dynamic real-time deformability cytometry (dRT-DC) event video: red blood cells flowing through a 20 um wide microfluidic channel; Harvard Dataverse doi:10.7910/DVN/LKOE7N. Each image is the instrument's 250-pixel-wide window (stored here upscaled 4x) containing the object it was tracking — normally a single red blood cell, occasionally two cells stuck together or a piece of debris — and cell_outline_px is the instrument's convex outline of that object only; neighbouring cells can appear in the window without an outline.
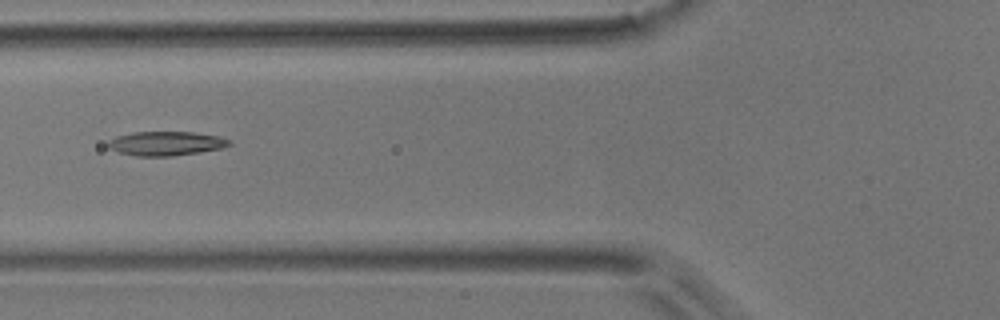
{"species": "common noctule bat (a hibernating species)", "species_latin": "Nyctalus noctula", "temperature_condition": "room temperature", "stored_images_in_passage": 7, "camera_frame_rate_fps": 3000, "um_per_image_px": 0.085, "animal": {"sex": "male", "body_mass_g": 17.9}, "frame": {"image": 1, "passage_image": 6, "time_ms": 6.0, "image_size_px": [1000, 320], "cell_outline_px": [[232, 144], [220, 148], [200, 152], [172, 156], [136, 156], [120, 152], [108, 148], [108, 140], [116, 136], [132, 132], [192, 132], [220, 136], [232, 140]], "centroid_in_image_um": [14.11, 12.19], "position_along_channel_um": 111.7, "area_um2": 17.11}}
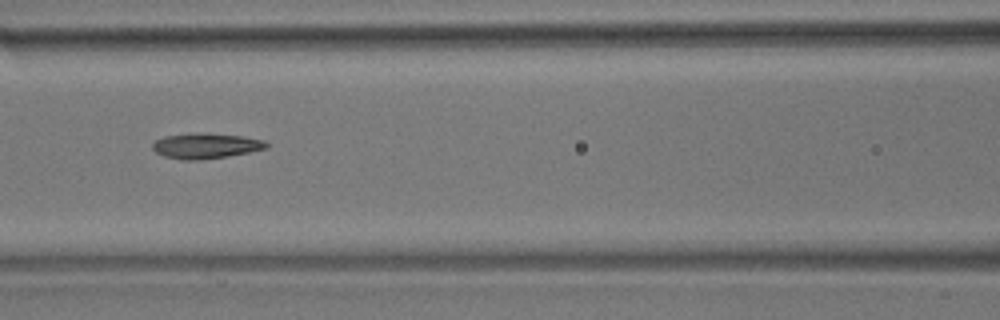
{"frame": {"image": 2, "passage_image": 7, "time_ms": 7.0, "image_size_px": [1000, 320], "cell_outline_px": [[268, 148], [228, 156], [196, 160], [180, 160], [164, 156], [156, 152], [152, 148], [152, 144], [156, 140], [164, 136], [204, 132], [244, 136], [264, 140], [268, 144]], "centroid_in_image_um": [17.49, 12.39], "position_along_channel_um": 149.1, "area_um2": 16.88}}